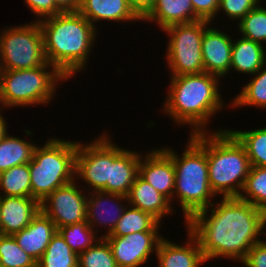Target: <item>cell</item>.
I'll use <instances>...</instances> for the list:
<instances>
[{"label":"cell","instance_id":"obj_1","mask_svg":"<svg viewBox=\"0 0 266 267\" xmlns=\"http://www.w3.org/2000/svg\"><path fill=\"white\" fill-rule=\"evenodd\" d=\"M185 226L197 238L206 262L223 257L240 263L260 235H266V213L228 197L193 215Z\"/></svg>","mask_w":266,"mask_h":267},{"label":"cell","instance_id":"obj_2","mask_svg":"<svg viewBox=\"0 0 266 267\" xmlns=\"http://www.w3.org/2000/svg\"><path fill=\"white\" fill-rule=\"evenodd\" d=\"M220 80L207 72L170 76L168 94L161 108L164 111L161 112L178 127L180 124L190 126L188 135L209 132L206 128L210 118L225 108L219 93Z\"/></svg>","mask_w":266,"mask_h":267},{"label":"cell","instance_id":"obj_3","mask_svg":"<svg viewBox=\"0 0 266 267\" xmlns=\"http://www.w3.org/2000/svg\"><path fill=\"white\" fill-rule=\"evenodd\" d=\"M47 62L67 79L84 71L96 41V28L79 12L39 20Z\"/></svg>","mask_w":266,"mask_h":267},{"label":"cell","instance_id":"obj_4","mask_svg":"<svg viewBox=\"0 0 266 267\" xmlns=\"http://www.w3.org/2000/svg\"><path fill=\"white\" fill-rule=\"evenodd\" d=\"M187 141L181 157L173 148L162 147L173 159L175 169L173 201L177 196L185 223L199 211L210 207L215 197L209 183L206 132L189 135Z\"/></svg>","mask_w":266,"mask_h":267},{"label":"cell","instance_id":"obj_5","mask_svg":"<svg viewBox=\"0 0 266 267\" xmlns=\"http://www.w3.org/2000/svg\"><path fill=\"white\" fill-rule=\"evenodd\" d=\"M209 183L215 196L239 197L251 164L244 146L228 129L206 132Z\"/></svg>","mask_w":266,"mask_h":267},{"label":"cell","instance_id":"obj_6","mask_svg":"<svg viewBox=\"0 0 266 267\" xmlns=\"http://www.w3.org/2000/svg\"><path fill=\"white\" fill-rule=\"evenodd\" d=\"M78 141L46 139L36 146L29 163L31 197L41 202L57 188L75 180V156Z\"/></svg>","mask_w":266,"mask_h":267},{"label":"cell","instance_id":"obj_7","mask_svg":"<svg viewBox=\"0 0 266 267\" xmlns=\"http://www.w3.org/2000/svg\"><path fill=\"white\" fill-rule=\"evenodd\" d=\"M62 81L68 79L48 62L33 69L2 70L1 106L8 109L49 104Z\"/></svg>","mask_w":266,"mask_h":267},{"label":"cell","instance_id":"obj_8","mask_svg":"<svg viewBox=\"0 0 266 267\" xmlns=\"http://www.w3.org/2000/svg\"><path fill=\"white\" fill-rule=\"evenodd\" d=\"M3 27L0 32V69H33L47 63L38 21Z\"/></svg>","mask_w":266,"mask_h":267},{"label":"cell","instance_id":"obj_9","mask_svg":"<svg viewBox=\"0 0 266 267\" xmlns=\"http://www.w3.org/2000/svg\"><path fill=\"white\" fill-rule=\"evenodd\" d=\"M211 22L199 20L171 25L163 30L169 37L166 62L170 76L205 72L202 58V37Z\"/></svg>","mask_w":266,"mask_h":267},{"label":"cell","instance_id":"obj_10","mask_svg":"<svg viewBox=\"0 0 266 267\" xmlns=\"http://www.w3.org/2000/svg\"><path fill=\"white\" fill-rule=\"evenodd\" d=\"M95 137L87 144L78 141V149L75 156V180L84 181L82 188L87 192L104 191L109 181V163H112L124 150L112 142L109 133ZM89 188V189H87ZM91 189V190H90Z\"/></svg>","mask_w":266,"mask_h":267},{"label":"cell","instance_id":"obj_11","mask_svg":"<svg viewBox=\"0 0 266 267\" xmlns=\"http://www.w3.org/2000/svg\"><path fill=\"white\" fill-rule=\"evenodd\" d=\"M78 182L57 188L40 202V211L49 217L56 228L86 221L87 191Z\"/></svg>","mask_w":266,"mask_h":267},{"label":"cell","instance_id":"obj_12","mask_svg":"<svg viewBox=\"0 0 266 267\" xmlns=\"http://www.w3.org/2000/svg\"><path fill=\"white\" fill-rule=\"evenodd\" d=\"M158 232L141 231L103 238L108 242L118 267H140L157 252L159 242L164 237Z\"/></svg>","mask_w":266,"mask_h":267},{"label":"cell","instance_id":"obj_13","mask_svg":"<svg viewBox=\"0 0 266 267\" xmlns=\"http://www.w3.org/2000/svg\"><path fill=\"white\" fill-rule=\"evenodd\" d=\"M127 205L128 198L126 196L104 191H90L87 195L86 221L93 230L96 229V233H99L98 227L102 228L104 226L103 229L107 230L100 237H106L116 227Z\"/></svg>","mask_w":266,"mask_h":267},{"label":"cell","instance_id":"obj_14","mask_svg":"<svg viewBox=\"0 0 266 267\" xmlns=\"http://www.w3.org/2000/svg\"><path fill=\"white\" fill-rule=\"evenodd\" d=\"M139 176L155 190L165 196L172 205L175 187V169L173 159L162 149L141 154Z\"/></svg>","mask_w":266,"mask_h":267},{"label":"cell","instance_id":"obj_15","mask_svg":"<svg viewBox=\"0 0 266 267\" xmlns=\"http://www.w3.org/2000/svg\"><path fill=\"white\" fill-rule=\"evenodd\" d=\"M220 30L212 26L205 29L201 50L205 72L225 78L231 72L233 36Z\"/></svg>","mask_w":266,"mask_h":267},{"label":"cell","instance_id":"obj_16","mask_svg":"<svg viewBox=\"0 0 266 267\" xmlns=\"http://www.w3.org/2000/svg\"><path fill=\"white\" fill-rule=\"evenodd\" d=\"M186 243L162 238L159 242L156 255L158 267H201L206 262L197 238L186 228Z\"/></svg>","mask_w":266,"mask_h":267},{"label":"cell","instance_id":"obj_17","mask_svg":"<svg viewBox=\"0 0 266 267\" xmlns=\"http://www.w3.org/2000/svg\"><path fill=\"white\" fill-rule=\"evenodd\" d=\"M40 211V202L32 197L1 196L0 220L3 235L26 228Z\"/></svg>","mask_w":266,"mask_h":267},{"label":"cell","instance_id":"obj_18","mask_svg":"<svg viewBox=\"0 0 266 267\" xmlns=\"http://www.w3.org/2000/svg\"><path fill=\"white\" fill-rule=\"evenodd\" d=\"M56 232L55 223L39 211L26 228L12 236L17 244L38 262Z\"/></svg>","mask_w":266,"mask_h":267},{"label":"cell","instance_id":"obj_19","mask_svg":"<svg viewBox=\"0 0 266 267\" xmlns=\"http://www.w3.org/2000/svg\"><path fill=\"white\" fill-rule=\"evenodd\" d=\"M78 12L96 29V23L111 20L114 23L142 21L128 3V0H81Z\"/></svg>","mask_w":266,"mask_h":267},{"label":"cell","instance_id":"obj_20","mask_svg":"<svg viewBox=\"0 0 266 267\" xmlns=\"http://www.w3.org/2000/svg\"><path fill=\"white\" fill-rule=\"evenodd\" d=\"M142 152L125 149L112 163H109V181L106 192L126 196L139 175Z\"/></svg>","mask_w":266,"mask_h":267},{"label":"cell","instance_id":"obj_21","mask_svg":"<svg viewBox=\"0 0 266 267\" xmlns=\"http://www.w3.org/2000/svg\"><path fill=\"white\" fill-rule=\"evenodd\" d=\"M127 198L128 205L150 213L159 222H161L166 215H173L172 213L176 211L165 196L155 190L139 175L131 186Z\"/></svg>","mask_w":266,"mask_h":267},{"label":"cell","instance_id":"obj_22","mask_svg":"<svg viewBox=\"0 0 266 267\" xmlns=\"http://www.w3.org/2000/svg\"><path fill=\"white\" fill-rule=\"evenodd\" d=\"M201 20L195 13L191 0H156L151 11L142 19L155 23L162 31L175 24Z\"/></svg>","mask_w":266,"mask_h":267},{"label":"cell","instance_id":"obj_23","mask_svg":"<svg viewBox=\"0 0 266 267\" xmlns=\"http://www.w3.org/2000/svg\"><path fill=\"white\" fill-rule=\"evenodd\" d=\"M265 46L243 37L234 38L231 53V69L248 76L256 74L266 63Z\"/></svg>","mask_w":266,"mask_h":267},{"label":"cell","instance_id":"obj_24","mask_svg":"<svg viewBox=\"0 0 266 267\" xmlns=\"http://www.w3.org/2000/svg\"><path fill=\"white\" fill-rule=\"evenodd\" d=\"M37 144L6 134L0 141V173L14 166L30 163Z\"/></svg>","mask_w":266,"mask_h":267},{"label":"cell","instance_id":"obj_25","mask_svg":"<svg viewBox=\"0 0 266 267\" xmlns=\"http://www.w3.org/2000/svg\"><path fill=\"white\" fill-rule=\"evenodd\" d=\"M161 223L150 213L127 205L116 227L107 236H126L141 231H158Z\"/></svg>","mask_w":266,"mask_h":267},{"label":"cell","instance_id":"obj_26","mask_svg":"<svg viewBox=\"0 0 266 267\" xmlns=\"http://www.w3.org/2000/svg\"><path fill=\"white\" fill-rule=\"evenodd\" d=\"M233 98L230 104L232 109L246 106L266 109V63Z\"/></svg>","mask_w":266,"mask_h":267},{"label":"cell","instance_id":"obj_27","mask_svg":"<svg viewBox=\"0 0 266 267\" xmlns=\"http://www.w3.org/2000/svg\"><path fill=\"white\" fill-rule=\"evenodd\" d=\"M29 163L0 173V196L31 197Z\"/></svg>","mask_w":266,"mask_h":267},{"label":"cell","instance_id":"obj_28","mask_svg":"<svg viewBox=\"0 0 266 267\" xmlns=\"http://www.w3.org/2000/svg\"><path fill=\"white\" fill-rule=\"evenodd\" d=\"M228 130L244 146L251 167H266V126L249 131Z\"/></svg>","mask_w":266,"mask_h":267},{"label":"cell","instance_id":"obj_29","mask_svg":"<svg viewBox=\"0 0 266 267\" xmlns=\"http://www.w3.org/2000/svg\"><path fill=\"white\" fill-rule=\"evenodd\" d=\"M37 267H78V255L56 232L41 259L37 262Z\"/></svg>","mask_w":266,"mask_h":267},{"label":"cell","instance_id":"obj_30","mask_svg":"<svg viewBox=\"0 0 266 267\" xmlns=\"http://www.w3.org/2000/svg\"><path fill=\"white\" fill-rule=\"evenodd\" d=\"M57 232L77 255L93 246L101 238L87 221L63 226L58 228Z\"/></svg>","mask_w":266,"mask_h":267},{"label":"cell","instance_id":"obj_31","mask_svg":"<svg viewBox=\"0 0 266 267\" xmlns=\"http://www.w3.org/2000/svg\"><path fill=\"white\" fill-rule=\"evenodd\" d=\"M239 198L266 213V167H251Z\"/></svg>","mask_w":266,"mask_h":267},{"label":"cell","instance_id":"obj_32","mask_svg":"<svg viewBox=\"0 0 266 267\" xmlns=\"http://www.w3.org/2000/svg\"><path fill=\"white\" fill-rule=\"evenodd\" d=\"M241 36L245 39L266 43V7L257 5L249 11L237 24Z\"/></svg>","mask_w":266,"mask_h":267},{"label":"cell","instance_id":"obj_33","mask_svg":"<svg viewBox=\"0 0 266 267\" xmlns=\"http://www.w3.org/2000/svg\"><path fill=\"white\" fill-rule=\"evenodd\" d=\"M0 265L6 267H37V262L17 244L12 235H1Z\"/></svg>","mask_w":266,"mask_h":267},{"label":"cell","instance_id":"obj_34","mask_svg":"<svg viewBox=\"0 0 266 267\" xmlns=\"http://www.w3.org/2000/svg\"><path fill=\"white\" fill-rule=\"evenodd\" d=\"M78 267H118L104 238L78 255Z\"/></svg>","mask_w":266,"mask_h":267},{"label":"cell","instance_id":"obj_35","mask_svg":"<svg viewBox=\"0 0 266 267\" xmlns=\"http://www.w3.org/2000/svg\"><path fill=\"white\" fill-rule=\"evenodd\" d=\"M261 0H220L217 14L222 11L232 21H240L249 11L254 9Z\"/></svg>","mask_w":266,"mask_h":267},{"label":"cell","instance_id":"obj_36","mask_svg":"<svg viewBox=\"0 0 266 267\" xmlns=\"http://www.w3.org/2000/svg\"><path fill=\"white\" fill-rule=\"evenodd\" d=\"M25 4L30 12L36 15L37 19H34V21L62 13L55 6L54 0H25Z\"/></svg>","mask_w":266,"mask_h":267},{"label":"cell","instance_id":"obj_37","mask_svg":"<svg viewBox=\"0 0 266 267\" xmlns=\"http://www.w3.org/2000/svg\"><path fill=\"white\" fill-rule=\"evenodd\" d=\"M240 263L243 267H266V240L255 243Z\"/></svg>","mask_w":266,"mask_h":267},{"label":"cell","instance_id":"obj_38","mask_svg":"<svg viewBox=\"0 0 266 267\" xmlns=\"http://www.w3.org/2000/svg\"><path fill=\"white\" fill-rule=\"evenodd\" d=\"M220 0H191L194 13L201 19L213 22L217 17ZM213 20V21H212Z\"/></svg>","mask_w":266,"mask_h":267},{"label":"cell","instance_id":"obj_39","mask_svg":"<svg viewBox=\"0 0 266 267\" xmlns=\"http://www.w3.org/2000/svg\"><path fill=\"white\" fill-rule=\"evenodd\" d=\"M156 0H128L134 12L143 19L153 8Z\"/></svg>","mask_w":266,"mask_h":267},{"label":"cell","instance_id":"obj_40","mask_svg":"<svg viewBox=\"0 0 266 267\" xmlns=\"http://www.w3.org/2000/svg\"><path fill=\"white\" fill-rule=\"evenodd\" d=\"M55 6L62 12H78L81 0H54Z\"/></svg>","mask_w":266,"mask_h":267},{"label":"cell","instance_id":"obj_41","mask_svg":"<svg viewBox=\"0 0 266 267\" xmlns=\"http://www.w3.org/2000/svg\"><path fill=\"white\" fill-rule=\"evenodd\" d=\"M5 110V108H3L2 106H0V141L1 139L8 133V122H6L7 119H5L2 115L3 111Z\"/></svg>","mask_w":266,"mask_h":267},{"label":"cell","instance_id":"obj_42","mask_svg":"<svg viewBox=\"0 0 266 267\" xmlns=\"http://www.w3.org/2000/svg\"><path fill=\"white\" fill-rule=\"evenodd\" d=\"M1 74H2V70L0 69V95H1ZM0 106H1V99H0Z\"/></svg>","mask_w":266,"mask_h":267},{"label":"cell","instance_id":"obj_43","mask_svg":"<svg viewBox=\"0 0 266 267\" xmlns=\"http://www.w3.org/2000/svg\"><path fill=\"white\" fill-rule=\"evenodd\" d=\"M0 204H1V196H0ZM3 235L2 234V227H1V220H0V236Z\"/></svg>","mask_w":266,"mask_h":267}]
</instances>
